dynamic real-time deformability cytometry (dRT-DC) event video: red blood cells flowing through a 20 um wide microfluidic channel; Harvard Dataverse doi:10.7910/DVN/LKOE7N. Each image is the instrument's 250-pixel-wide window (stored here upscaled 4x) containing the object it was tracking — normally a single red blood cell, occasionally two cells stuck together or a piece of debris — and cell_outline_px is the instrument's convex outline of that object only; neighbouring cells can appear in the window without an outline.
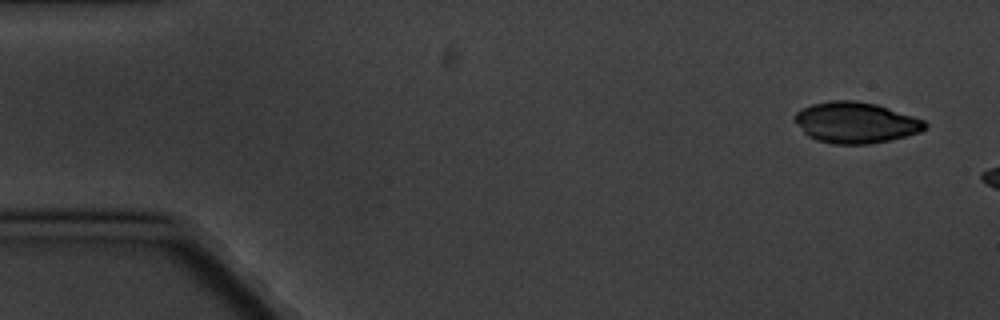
{"species": "common noctule bat (a hibernating species)", "species_latin": "Nyctalus noctula", "temperature_condition": "cold", "stored_images_in_passage": 3, "camera_frame_rate_fps": 3000, "um_per_image_px": 0.085, "animal": {"sex": "male", "body_mass_g": 20.1, "forearm_length_mm": 53.5}, "frame": {"image": 1, "passage_image": 1, "time_ms": 0.0, "image_size_px": [1000, 320], "cell_outline_px": [[928, 128], [920, 132], [888, 140], [868, 144], [832, 144], [816, 140], [808, 136], [804, 132], [792, 116], [796, 112], [812, 104], [828, 100], [852, 100], [876, 104], [924, 120], [928, 124]], "centroid_in_image_um": [72.72, 10.42], "position_along_channel_um": 12.3, "area_um2": 30.98}}